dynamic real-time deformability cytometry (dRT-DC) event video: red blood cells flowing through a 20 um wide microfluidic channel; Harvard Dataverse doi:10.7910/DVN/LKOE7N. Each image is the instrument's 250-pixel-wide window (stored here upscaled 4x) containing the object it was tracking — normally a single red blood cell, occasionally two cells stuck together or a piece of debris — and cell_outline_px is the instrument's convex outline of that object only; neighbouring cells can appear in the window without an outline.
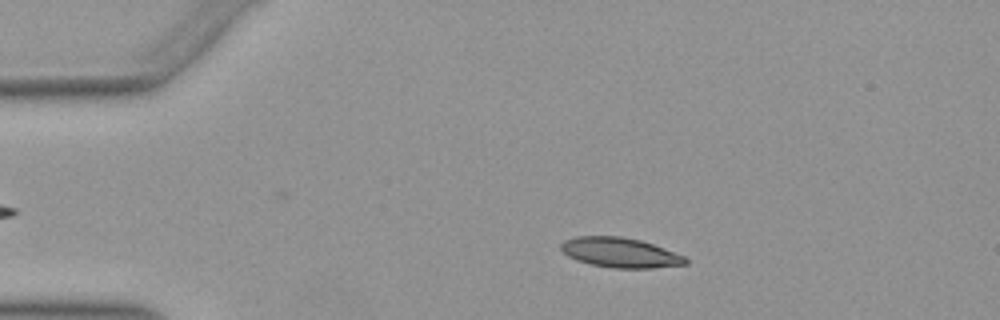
{"species": "Egyptian fruit bat (a non-hibernating species)", "species_latin": "Rousettus aegyptiacus", "temperature_condition": "warm", "stored_images_in_passage": 38, "camera_frame_rate_fps": 3000, "um_per_image_px": 0.085, "animal": {"sex": "female"}, "frame": {"image": 1, "passage_image": 4, "time_ms": 1.0, "image_size_px": [1000, 320], "cell_outline_px": [[688, 264], [652, 268], [616, 268], [592, 264], [576, 260], [568, 256], [560, 248], [560, 244], [564, 240], [576, 236], [620, 236], [640, 240], [688, 256]], "centroid_in_image_um": [52.75, 21.47], "position_along_channel_um": 32.3, "area_um2": 21.73}}
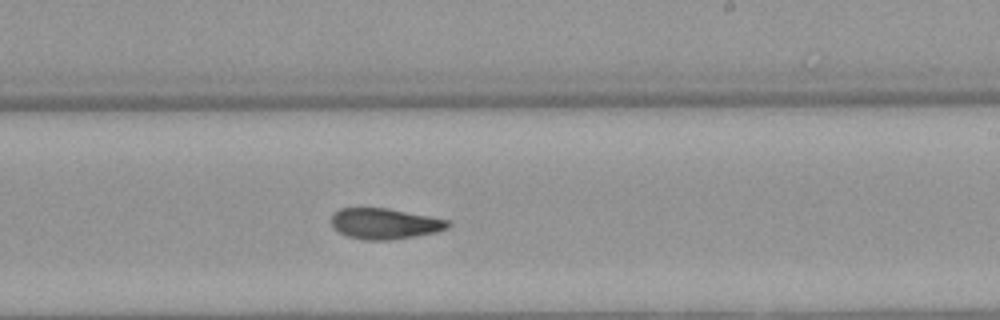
{"frame": {"image": 2, "passage_image": 25, "time_ms": 8.0, "image_size_px": [1000, 320], "cell_outline_px": [[452, 224], [448, 228], [436, 232], [416, 236], [388, 240], [364, 240], [348, 236], [332, 228], [332, 216], [340, 208], [388, 208], [448, 220]], "centroid_in_image_um": [32.71, 19.01], "position_along_channel_um": 256.3, "area_um2": 20.81}}
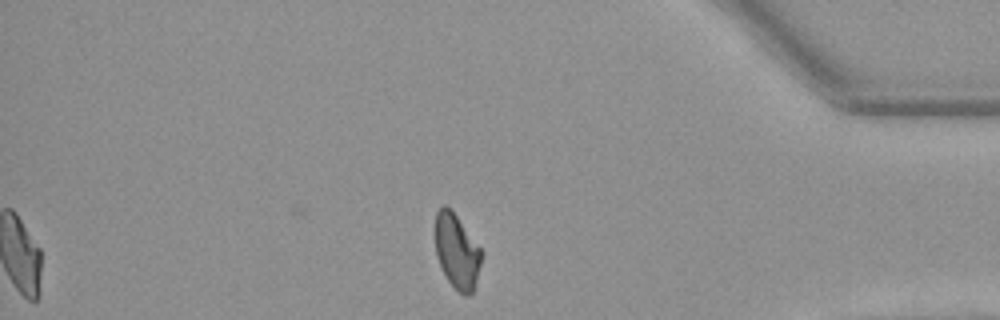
{"frame": {"image": 3, "passage_image": 38, "time_ms": 12.333, "image_size_px": [1000, 320], "cell_outline_px": [[484, 256], [472, 292], [468, 296], [464, 296], [456, 292], [448, 280], [440, 264], [436, 252], [432, 232], [432, 228], [436, 212], [444, 204], [452, 208], [484, 252]], "centroid_in_image_um": [38.81, 21.31], "position_along_channel_um": 396.4, "area_um2": 21.04}, "authors_computed_cell_mechanics": {"area_um2": 21.4438, "velocity_mm_per_s": 3.9412, "shape_relaxation_time_tau1_ms": 7.8572, "shape_relaxation_time_tau2_ms": 3.7198, "deformation_change_tau1": 0.2175, "deformation_change_tau2": 0.1073}}